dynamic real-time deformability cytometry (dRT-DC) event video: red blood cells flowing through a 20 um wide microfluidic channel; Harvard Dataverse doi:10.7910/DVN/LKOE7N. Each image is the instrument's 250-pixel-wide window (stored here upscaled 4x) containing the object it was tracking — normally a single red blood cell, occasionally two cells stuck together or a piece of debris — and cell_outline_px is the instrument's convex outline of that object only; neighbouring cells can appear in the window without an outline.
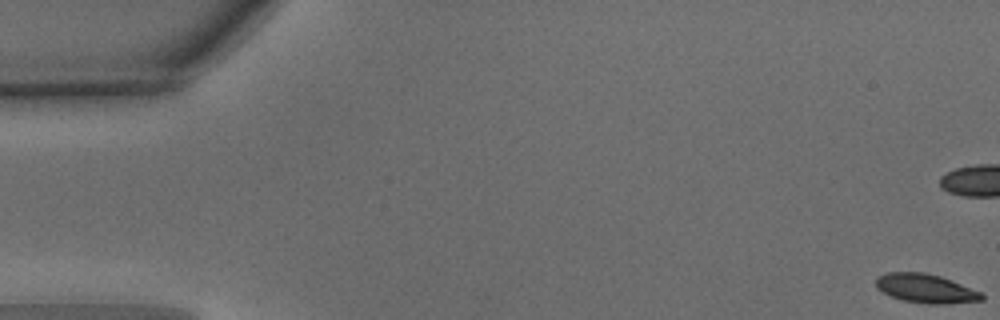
{"species": "common noctule bat (a hibernating species)", "species_latin": "Nyctalus noctula", "temperature_condition": "warm", "stored_images_in_passage": 51, "camera_frame_rate_fps": 3000, "um_per_image_px": 0.085, "animal": {"sex": "male", "body_mass_g": 15.6}, "frame": {"image": 1, "passage_image": 1, "time_ms": 0.0, "image_size_px": [1000, 320], "cell_outline_px": [[984, 300], [944, 304], [928, 304], [904, 300], [892, 296], [876, 288], [876, 276], [888, 272], [924, 272], [940, 276], [952, 280], [984, 292]], "centroid_in_image_um": [78.73, 24.51], "position_along_channel_um": 6.3, "area_um2": 17.98}}
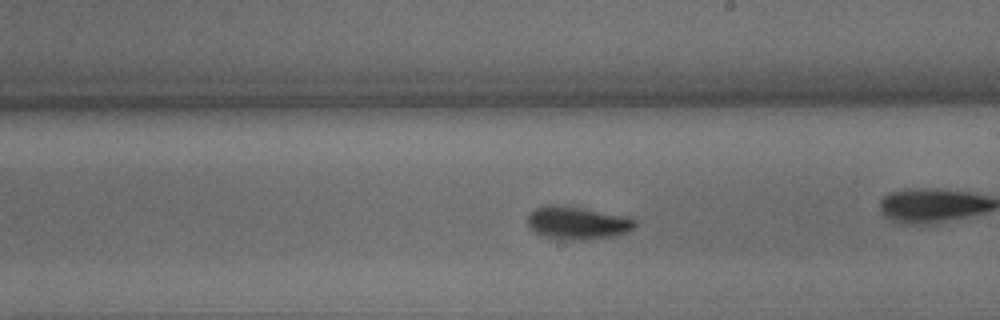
{"frame": {"image": 2, "passage_image": 30, "time_ms": 9.667, "image_size_px": [1000, 320], "cell_outline_px": [[636, 228], [628, 232], [616, 236], [584, 240], [568, 240], [548, 236], [536, 232], [528, 224], [528, 216], [536, 208], [580, 208], [632, 216], [636, 220]], "centroid_in_image_um": [49.26, 18.99], "position_along_channel_um": 239.7, "area_um2": 19.88}, "authors_computed_cell_mechanics": {"area_um2": 18.9584, "velocity_mm_per_s": 3.9478, "shape_relaxation_time_tau1_ms": 2.8969, "shape_relaxation_time_tau2_ms": 1.9651, "deformation_change_tau1": 0.1327, "deformation_change_tau2": 0.0779}}